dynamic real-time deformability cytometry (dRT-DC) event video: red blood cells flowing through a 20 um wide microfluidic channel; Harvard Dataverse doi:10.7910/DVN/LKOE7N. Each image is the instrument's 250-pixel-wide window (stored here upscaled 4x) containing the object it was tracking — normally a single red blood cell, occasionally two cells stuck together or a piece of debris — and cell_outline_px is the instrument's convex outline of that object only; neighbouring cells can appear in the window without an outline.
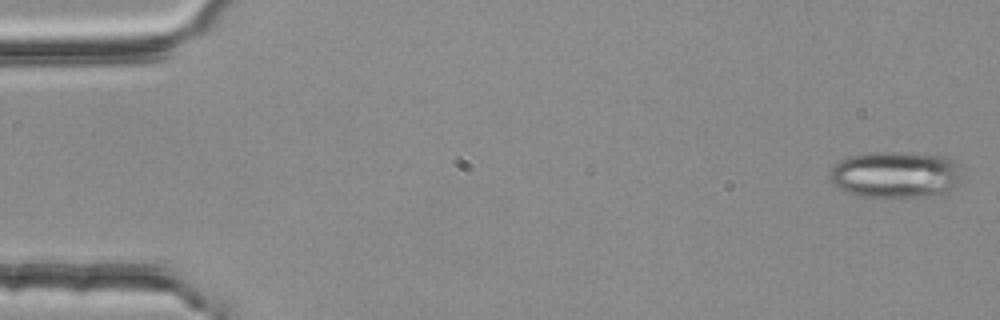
{"species": "common noctule bat (a hibernating species)", "species_latin": "Nyctalus noctula", "temperature_condition": "room temperature", "stored_images_in_passage": 3, "camera_frame_rate_fps": 3000, "um_per_image_px": 0.085, "animal": {"sex": "female", "body_mass_g": 25.1}, "frame": {"image": 1, "passage_image": 1, "time_ms": 0.0, "image_size_px": [1000, 320], "cell_outline_px": [[960, 184], [948, 192], [928, 196], [860, 196], [844, 192], [832, 184], [828, 180], [828, 172], [840, 160], [848, 156], [872, 152], [900, 152], [940, 156], [948, 160], [952, 164]], "centroid_in_image_um": [75.97, 14.85], "position_along_channel_um": 9.0, "area_um2": 35.26}}